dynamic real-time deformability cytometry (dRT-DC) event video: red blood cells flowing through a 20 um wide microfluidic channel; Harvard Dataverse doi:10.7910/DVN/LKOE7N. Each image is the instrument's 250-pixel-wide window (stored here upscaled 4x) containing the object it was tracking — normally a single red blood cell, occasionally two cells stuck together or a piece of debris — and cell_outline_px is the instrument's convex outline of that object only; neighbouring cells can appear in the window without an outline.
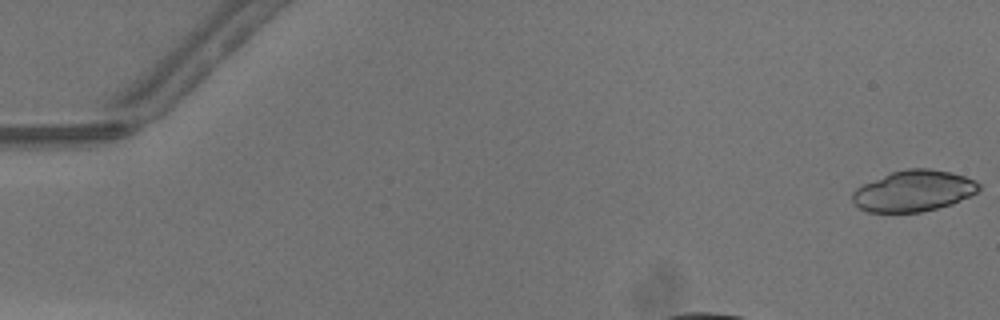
{"species": "common noctule bat (a hibernating species)", "species_latin": "Nyctalus noctula", "temperature_condition": "warm", "stored_images_in_passage": 33, "camera_frame_rate_fps": 3000, "um_per_image_px": 0.085, "animal": {"sex": "male", "body_mass_g": 13.3}, "frame": {"image": 1, "passage_image": 1, "time_ms": 0.0, "image_size_px": [1000, 320], "cell_outline_px": [[980, 188], [976, 192], [952, 204], [920, 212], [868, 212], [860, 208], [852, 200], [852, 192], [856, 188], [864, 184], [892, 172], [908, 168], [928, 168], [948, 172], [964, 176], [976, 180], [980, 184]], "centroid_in_image_um": [77.65, 16.23], "position_along_channel_um": 7.3, "area_um2": 29.94}}
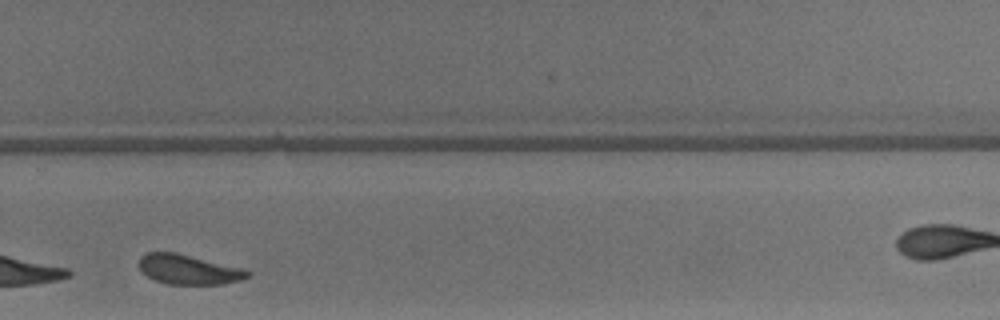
{"frame": {"image": 2, "passage_image": 29, "time_ms": 9.333, "image_size_px": [1000, 320], "cell_outline_px": [[252, 276], [240, 280], [224, 284], [168, 284], [156, 280], [148, 276], [140, 268], [140, 256], [148, 252], [176, 252], [244, 268], [252, 272]], "centroid_in_image_um": [16.1, 22.9], "position_along_channel_um": 313.7, "area_um2": 18.84}}
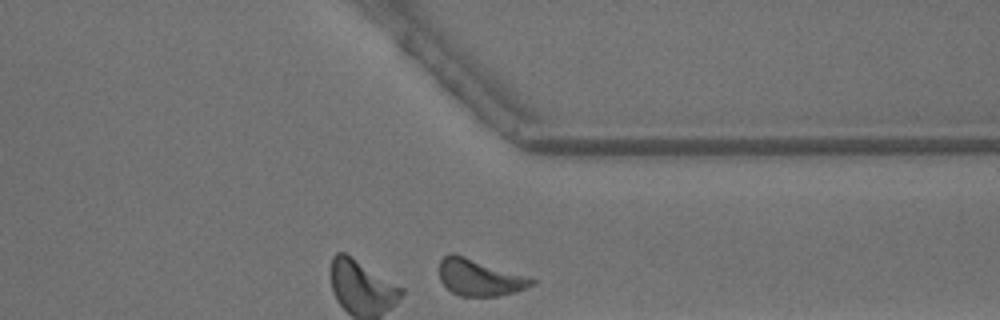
{"frame": {"image": 3, "passage_image": 33, "time_ms": 10.667, "image_size_px": [1000, 320], "cell_outline_px": [[536, 284], [512, 292], [496, 296], [460, 296], [452, 292], [440, 280], [440, 260], [444, 256], [452, 252], [532, 276], [536, 280]], "centroid_in_image_um": [40.81, 23.56], "position_along_channel_um": 370.6, "area_um2": 19.94}, "authors_computed_cell_mechanics": {"area_um2": 20.2878, "velocity_mm_per_s": 4.3011, "shape_relaxation_time_tau1_ms": 2.7089, "shape_relaxation_time_tau2_ms": 1.545, "deformation_change_tau1": 0.0976, "deformation_change_tau2": 0.0815}}